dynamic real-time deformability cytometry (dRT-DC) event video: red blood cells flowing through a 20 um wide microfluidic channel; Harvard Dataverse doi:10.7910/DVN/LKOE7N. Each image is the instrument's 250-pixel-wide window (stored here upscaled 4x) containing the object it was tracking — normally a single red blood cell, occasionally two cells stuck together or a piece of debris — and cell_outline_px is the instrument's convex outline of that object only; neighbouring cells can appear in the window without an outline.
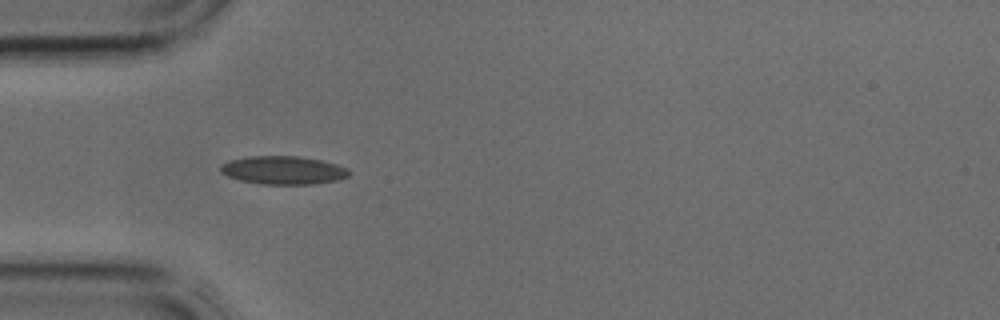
{"species": "common noctule bat (a hibernating species)", "species_latin": "Nyctalus noctula", "temperature_condition": "cold", "stored_images_in_passage": 2, "camera_frame_rate_fps": 3000, "um_per_image_px": 0.085, "animal": {"sex": "male", "body_mass_g": 17.9, "forearm_length_mm": 54.2}, "frame": {"image": 1, "passage_image": 1, "time_ms": 0.0, "image_size_px": [1000, 320], "cell_outline_px": [[352, 172], [348, 176], [336, 180], [316, 184], [260, 184], [240, 180], [228, 176], [220, 172], [220, 164], [228, 160], [248, 156], [300, 156], [320, 160], [336, 164], [348, 168]], "centroid_in_image_um": [24.06, 14.46], "position_along_channel_um": 60.9, "area_um2": 21.33}}